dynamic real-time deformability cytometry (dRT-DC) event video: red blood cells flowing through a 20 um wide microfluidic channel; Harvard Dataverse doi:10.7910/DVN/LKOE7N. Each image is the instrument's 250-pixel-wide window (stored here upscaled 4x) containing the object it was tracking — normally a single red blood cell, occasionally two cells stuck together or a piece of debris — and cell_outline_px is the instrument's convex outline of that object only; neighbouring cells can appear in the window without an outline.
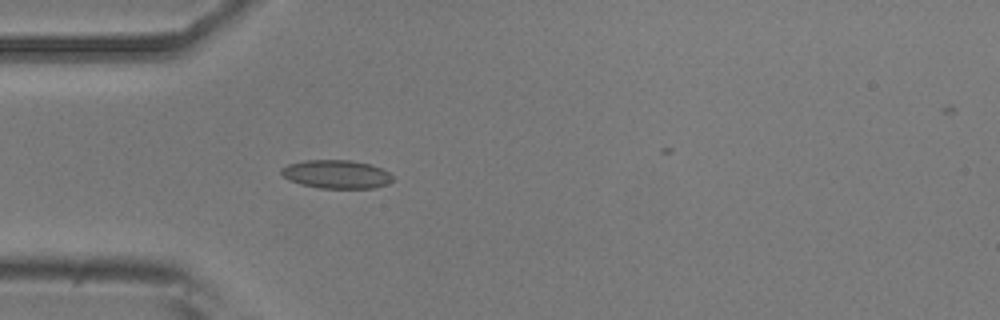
{"species": "common noctule bat (a hibernating species)", "species_latin": "Nyctalus noctula", "temperature_condition": "room temperature", "stored_images_in_passage": 4, "camera_frame_rate_fps": 3000, "um_per_image_px": 0.085, "animal": {"sex": "male", "body_mass_g": 20.5, "forearm_length_mm": 52.5}, "frame": {"image": 1, "passage_image": 4, "time_ms": 4.333, "image_size_px": [1000, 320], "cell_outline_px": [[396, 180], [388, 184], [372, 188], [320, 188], [300, 184], [288, 180], [280, 172], [280, 168], [288, 164], [304, 160], [352, 160], [368, 164], [380, 168], [388, 172]], "centroid_in_image_um": [28.58, 14.81], "position_along_channel_um": 56.4, "area_um2": 18.55}}